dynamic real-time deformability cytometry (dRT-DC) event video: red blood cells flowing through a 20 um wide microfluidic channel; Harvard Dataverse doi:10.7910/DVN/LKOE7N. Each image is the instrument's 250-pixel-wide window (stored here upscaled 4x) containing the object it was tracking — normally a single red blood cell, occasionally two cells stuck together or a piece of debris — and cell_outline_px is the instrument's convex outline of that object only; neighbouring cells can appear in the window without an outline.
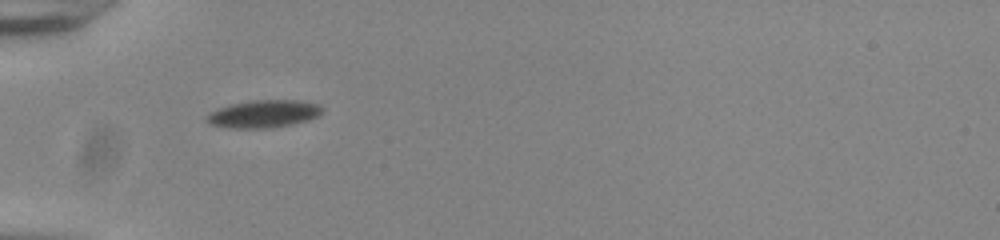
{"species": "common noctule bat (a hibernating species)", "species_latin": "Nyctalus noctula", "temperature_condition": "room temperature", "stored_images_in_passage": 37, "camera_frame_rate_fps": 3000, "um_per_image_px": 0.085, "animal": {"sex": "male", "body_mass_g": 20.0, "forearm_length_mm": 53.3}, "frame": {"image": 1, "passage_image": 1, "time_ms": 0.0, "image_size_px": [1000, 240], "cell_outline_px": [[324, 108], [316, 116], [308, 120], [292, 124], [268, 128], [232, 128], [212, 124], [204, 116], [220, 108], [232, 104], [248, 100], [296, 100], [320, 104]], "centroid_in_image_um": [22.44, 9.67], "position_along_channel_um": 62.6, "area_um2": 18.32}}
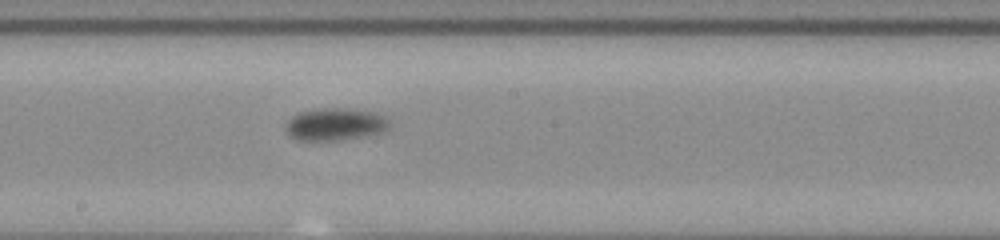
{"frame": {"image": 2, "passage_image": 14, "time_ms": 4.333, "image_size_px": [1000, 240], "cell_outline_px": [[392, 124], [384, 132], [340, 140], [296, 140], [284, 128], [288, 120], [292, 116], [300, 112], [316, 108], [344, 108], [376, 112], [384, 116]], "centroid_in_image_um": [28.51, 10.55], "position_along_channel_um": 219.7, "area_um2": 19.65}}
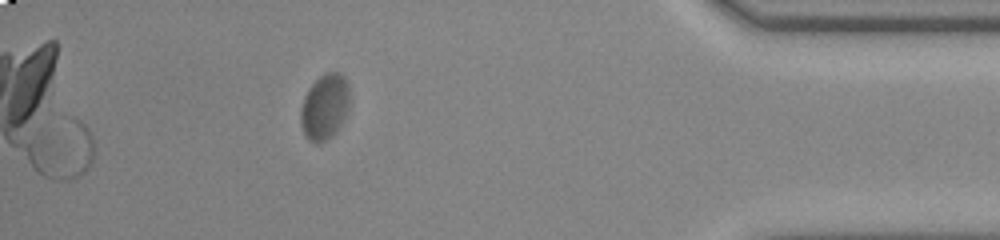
{"frame": {"image": 3, "passage_image": 32, "time_ms": 10.333, "image_size_px": [1000, 240], "cell_outline_px": [[348, 112], [336, 132], [324, 140], [316, 144], [308, 140], [304, 136], [300, 124], [300, 108], [304, 96], [308, 88], [324, 72], [340, 72], [344, 76], [348, 84]], "centroid_in_image_um": [27.57, 9.08], "position_along_channel_um": 407.6, "area_um2": 18.9}, "authors_computed_cell_mechanics": {"area_um2": 18.9584, "velocity_mm_per_s": 3.7865, "shape_relaxation_time_tau1_ms": 4.0422, "shape_relaxation_time_tau2_ms": null, "deformation_change_tau1": 0.1113, "deformation_change_tau2": null}}